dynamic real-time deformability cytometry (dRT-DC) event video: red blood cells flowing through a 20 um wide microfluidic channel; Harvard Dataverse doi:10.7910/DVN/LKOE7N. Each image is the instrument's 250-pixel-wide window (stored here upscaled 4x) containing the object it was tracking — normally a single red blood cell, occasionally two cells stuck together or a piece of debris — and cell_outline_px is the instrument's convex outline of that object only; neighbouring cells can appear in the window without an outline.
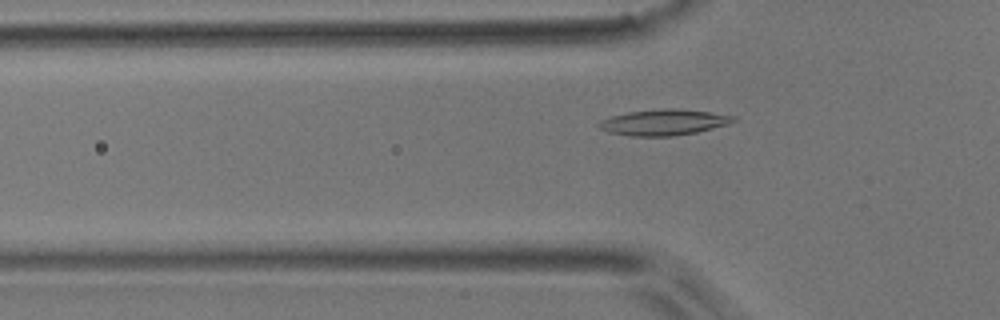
{"species": "common noctule bat (a hibernating species)", "species_latin": "Nyctalus noctula", "temperature_condition": "room temperature", "stored_images_in_passage": 51, "camera_frame_rate_fps": 3000, "um_per_image_px": 0.085, "animal": {"sex": "male", "body_mass_g": 17.9}, "frame": {"image": 1, "passage_image": 16, "time_ms": 5.0, "image_size_px": [1000, 320], "cell_outline_px": [[740, 120], [728, 124], [696, 132], [672, 136], [632, 136], [608, 132], [600, 128], [596, 124], [600, 120], [612, 116], [628, 112], [664, 108], [676, 108], [708, 112], [736, 116]], "centroid_in_image_um": [56.43, 10.39], "position_along_channel_um": 69.4, "area_um2": 20.29}}
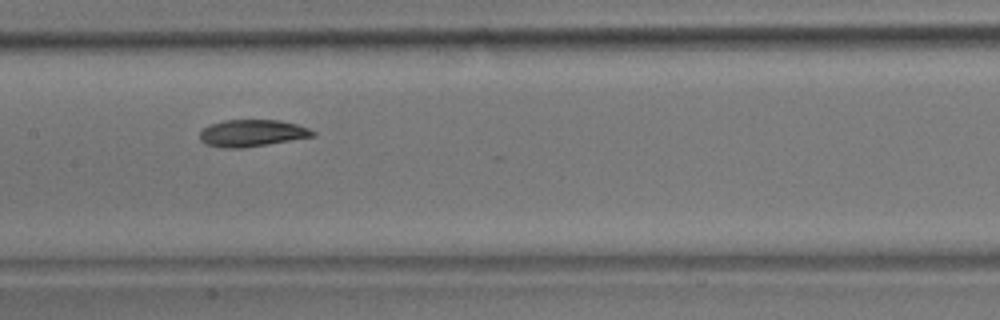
{"frame": {"image": 2, "passage_image": 25, "time_ms": 8.0, "image_size_px": [1000, 320], "cell_outline_px": [[316, 136], [244, 148], [224, 148], [204, 144], [200, 140], [200, 132], [204, 128], [212, 124], [224, 120], [280, 120], [296, 124], [308, 128], [316, 132]], "centroid_in_image_um": [21.43, 11.32], "position_along_channel_um": 186.0, "area_um2": 17.74}}
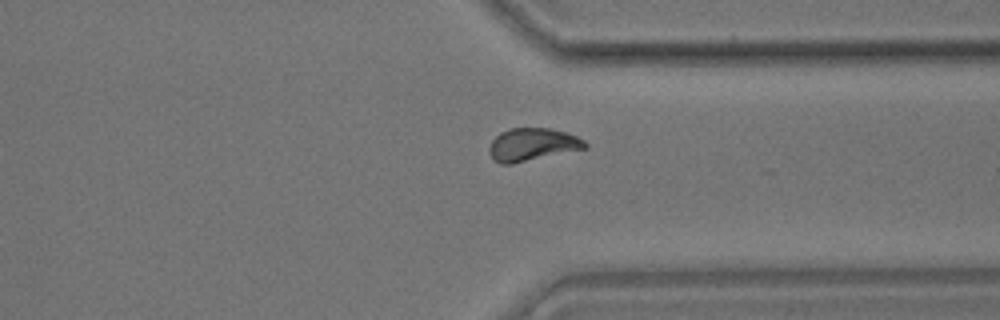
{"frame": {"image": 3, "passage_image": 39, "time_ms": 12.667, "image_size_px": [1000, 320], "cell_outline_px": [[588, 148], [512, 164], [500, 164], [492, 160], [488, 152], [488, 148], [492, 140], [500, 132], [508, 128], [552, 128], [576, 136], [584, 140], [588, 144]], "centroid_in_image_um": [45.22, 12.29], "position_along_channel_um": 366.2, "area_um2": 18.55}, "authors_computed_cell_mechanics": {"area_um2": 18.207, "velocity_mm_per_s": 3.8711, "shape_relaxation_time_tau1_ms": 4.6381, "shape_relaxation_time_tau2_ms": 6.157, "deformation_change_tau1": 0.1328, "deformation_change_tau2": 0.0982}}